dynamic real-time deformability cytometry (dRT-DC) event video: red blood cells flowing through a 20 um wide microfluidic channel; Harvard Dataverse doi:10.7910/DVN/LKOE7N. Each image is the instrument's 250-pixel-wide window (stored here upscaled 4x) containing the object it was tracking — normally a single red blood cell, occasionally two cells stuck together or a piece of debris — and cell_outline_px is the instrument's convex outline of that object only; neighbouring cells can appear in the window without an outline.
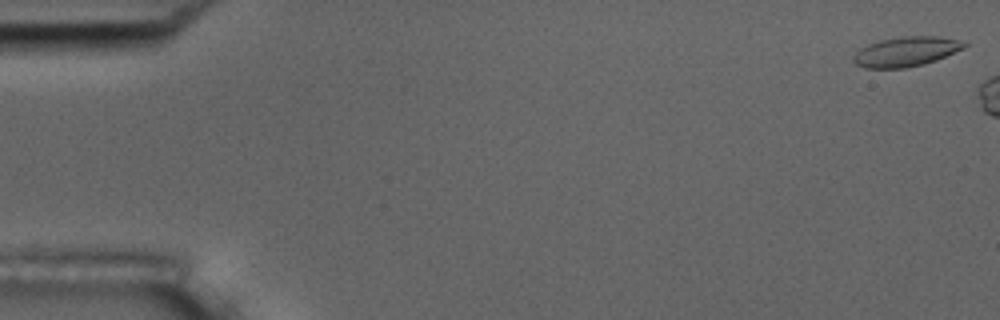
{"species": "common noctule bat (a hibernating species)", "species_latin": "Nyctalus noctula", "temperature_condition": "room temperature", "stored_images_in_passage": 3, "camera_frame_rate_fps": 3000, "um_per_image_px": 0.085, "animal": {"sex": "male", "body_mass_g": 17.5, "forearm_length_mm": 52.3}, "frame": {"image": 1, "passage_image": 1, "time_ms": 0.0, "image_size_px": [1000, 320], "cell_outline_px": [[968, 44], [964, 48], [936, 60], [924, 64], [904, 68], [864, 68], [856, 64], [852, 60], [852, 56], [860, 48], [868, 44], [880, 40], [900, 36], [940, 36], [956, 40]], "centroid_in_image_um": [76.97, 4.39], "position_along_channel_um": 8.0, "area_um2": 19.19}}